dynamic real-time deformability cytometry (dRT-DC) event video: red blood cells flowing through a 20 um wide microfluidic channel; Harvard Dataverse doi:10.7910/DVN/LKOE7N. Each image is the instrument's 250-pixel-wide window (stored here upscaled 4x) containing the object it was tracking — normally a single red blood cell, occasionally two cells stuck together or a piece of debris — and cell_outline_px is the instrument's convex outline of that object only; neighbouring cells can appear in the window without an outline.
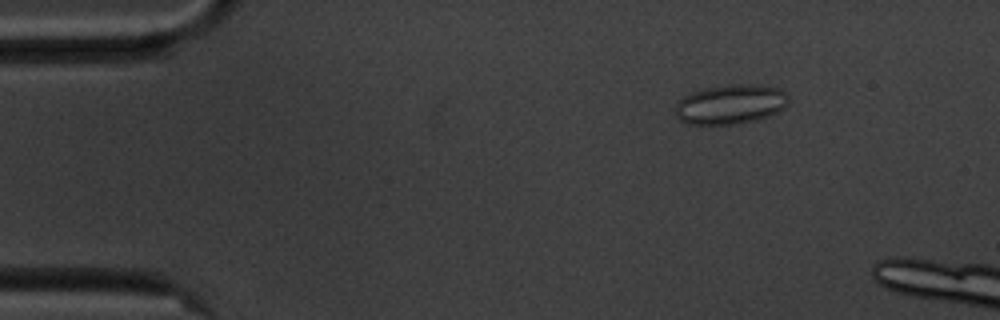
{"species": "common noctule bat (a hibernating species)", "species_latin": "Nyctalus noctula", "temperature_condition": "cold", "stored_images_in_passage": 8, "camera_frame_rate_fps": 3000, "um_per_image_px": 0.085, "animal": {"sex": "male", "body_mass_g": 20.1, "forearm_length_mm": 53.5}, "frame": {"image": 1, "passage_image": 5, "time_ms": 1.333, "image_size_px": [1000, 320], "cell_outline_px": [[788, 104], [784, 108], [768, 116], [756, 120], [732, 124], [688, 124], [680, 120], [672, 112], [676, 104], [684, 96], [692, 92], [704, 88], [728, 84], [756, 84], [780, 88], [788, 96]], "centroid_in_image_um": [62.07, 8.85], "position_along_channel_um": 22.9, "area_um2": 26.3}}